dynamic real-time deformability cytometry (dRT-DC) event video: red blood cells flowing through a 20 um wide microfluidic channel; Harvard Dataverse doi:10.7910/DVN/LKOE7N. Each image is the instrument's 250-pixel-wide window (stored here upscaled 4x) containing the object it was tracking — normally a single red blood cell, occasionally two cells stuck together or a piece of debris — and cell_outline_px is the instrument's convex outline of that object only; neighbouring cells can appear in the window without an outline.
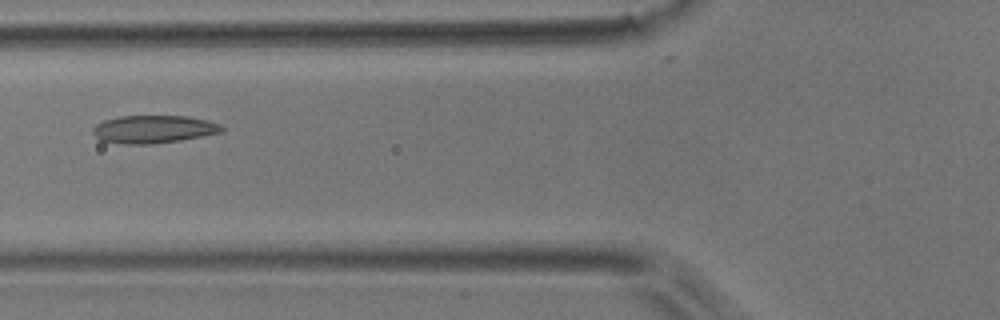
{"species": "common noctule bat (a hibernating species)", "species_latin": "Nyctalus noctula", "temperature_condition": "room temperature", "stored_images_in_passage": 4, "camera_frame_rate_fps": 3000, "um_per_image_px": 0.085, "animal": {"sex": "male", "body_mass_g": 17.9}, "frame": {"image": 1, "passage_image": 4, "time_ms": 1.0, "image_size_px": [1000, 320], "cell_outline_px": [[224, 128], [220, 132], [180, 140], [152, 144], [124, 144], [100, 140], [92, 132], [92, 128], [96, 124], [104, 120], [120, 116], [188, 116], [208, 120], [220, 124]], "centroid_in_image_um": [13.02, 10.98], "position_along_channel_um": 112.8, "area_um2": 20.81}}